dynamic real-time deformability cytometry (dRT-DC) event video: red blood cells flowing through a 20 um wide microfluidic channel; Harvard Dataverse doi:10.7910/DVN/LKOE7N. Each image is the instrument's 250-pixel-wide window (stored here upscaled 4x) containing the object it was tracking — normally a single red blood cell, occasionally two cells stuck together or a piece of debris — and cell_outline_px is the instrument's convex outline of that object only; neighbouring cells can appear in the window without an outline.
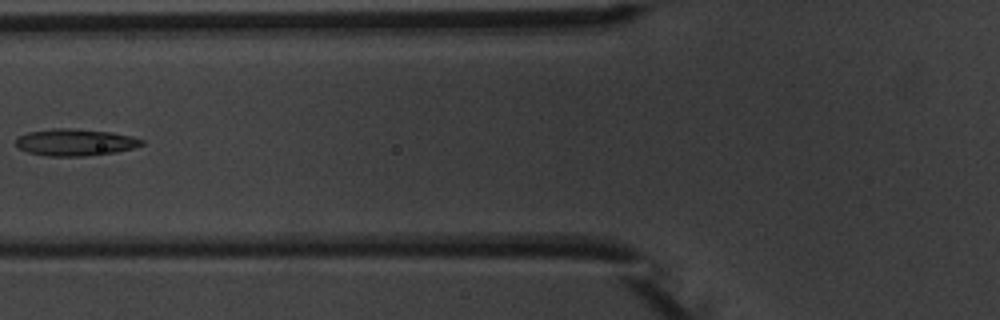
{"species": "common noctule bat (a hibernating species)", "species_latin": "Nyctalus noctula", "temperature_condition": "warm", "stored_images_in_passage": 5, "camera_frame_rate_fps": 3000, "um_per_image_px": 0.085, "animal": {"sex": "male", "body_mass_g": 20.1, "forearm_length_mm": 53.5}, "frame": {"image": 1, "passage_image": 4, "time_ms": 3.667, "image_size_px": [1000, 320], "cell_outline_px": [[144, 144], [132, 148], [116, 152], [84, 156], [48, 156], [28, 152], [20, 148], [16, 144], [16, 140], [20, 136], [28, 132], [56, 128], [68, 128], [112, 132], [132, 136], [144, 140]], "centroid_in_image_um": [6.42, 12.09], "position_along_channel_um": 119.4, "area_um2": 19.54}}
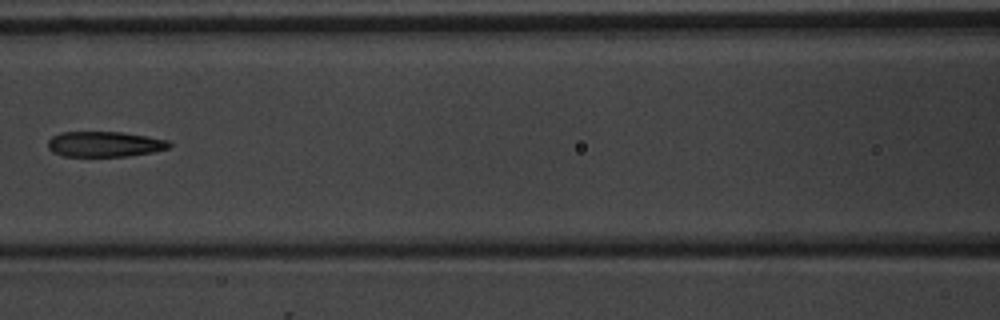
{"frame": {"image": 2, "passage_image": 5, "time_ms": 4.667, "image_size_px": [1000, 320], "cell_outline_px": [[172, 144], [168, 148], [152, 152], [128, 156], [64, 156], [52, 152], [48, 148], [48, 140], [52, 136], [60, 132], [120, 132], [148, 136], [168, 140]], "centroid_in_image_um": [8.88, 12.25], "position_along_channel_um": 157.7, "area_um2": 17.98}}